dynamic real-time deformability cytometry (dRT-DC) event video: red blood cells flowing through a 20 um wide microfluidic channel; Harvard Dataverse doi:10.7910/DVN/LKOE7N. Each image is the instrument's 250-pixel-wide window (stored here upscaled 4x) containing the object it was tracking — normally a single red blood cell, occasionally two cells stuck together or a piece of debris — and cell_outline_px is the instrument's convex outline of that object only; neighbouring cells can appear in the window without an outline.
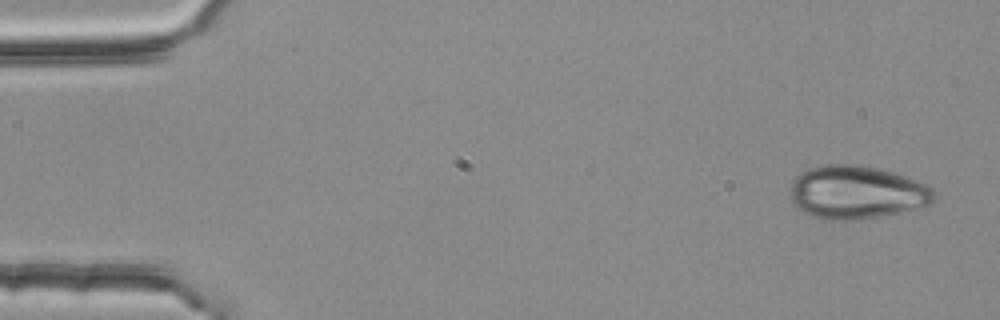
{"species": "common noctule bat (a hibernating species)", "species_latin": "Nyctalus noctula", "temperature_condition": "room temperature", "stored_images_in_passage": 4, "camera_frame_rate_fps": 3000, "um_per_image_px": 0.085, "animal": {"sex": "female", "body_mass_g": 25.1}, "frame": {"image": 1, "passage_image": 1, "time_ms": 0.0, "image_size_px": [1000, 320], "cell_outline_px": [[936, 196], [928, 204], [920, 208], [880, 216], [848, 220], [824, 220], [804, 212], [796, 208], [792, 204], [792, 184], [796, 176], [800, 172], [808, 168], [828, 164], [852, 164], [876, 168], [892, 172], [916, 180], [932, 188], [936, 192]], "centroid_in_image_um": [72.8, 16.35], "position_along_channel_um": 12.2, "area_um2": 44.39}}